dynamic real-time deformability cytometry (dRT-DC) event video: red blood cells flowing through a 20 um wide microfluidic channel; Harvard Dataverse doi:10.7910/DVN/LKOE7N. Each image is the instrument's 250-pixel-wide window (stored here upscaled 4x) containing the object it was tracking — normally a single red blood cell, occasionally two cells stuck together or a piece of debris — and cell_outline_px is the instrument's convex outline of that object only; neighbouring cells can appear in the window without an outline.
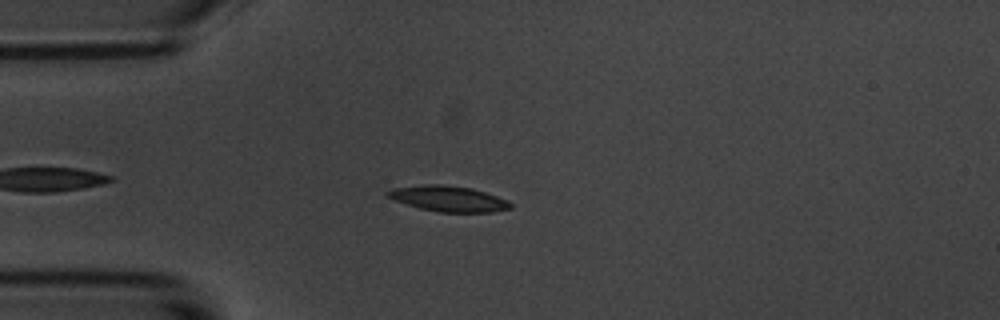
{"species": "common noctule bat (a hibernating species)", "species_latin": "Nyctalus noctula", "temperature_condition": "room temperature", "stored_images_in_passage": 33, "camera_frame_rate_fps": 3000, "um_per_image_px": 0.085, "animal": {"sex": "male", "body_mass_g": 20.1, "forearm_length_mm": 53.5}, "frame": {"image": 1, "passage_image": 7, "time_ms": 2.0, "image_size_px": [1000, 320], "cell_outline_px": [[512, 208], [492, 212], [440, 212], [420, 208], [396, 200], [388, 196], [384, 192], [392, 188], [424, 184], [440, 184], [472, 188], [508, 200], [512, 204]], "centroid_in_image_um": [38.13, 16.88], "position_along_channel_um": 46.9, "area_um2": 18.21}}
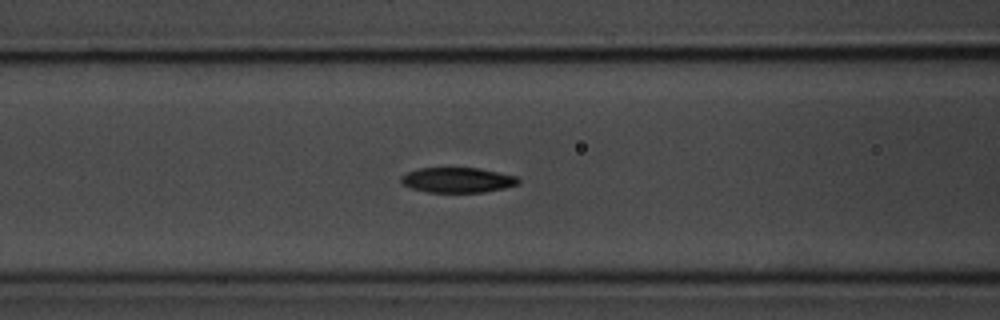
{"frame": {"image": 2, "passage_image": 15, "time_ms": 4.667, "image_size_px": [1000, 320], "cell_outline_px": [[520, 184], [504, 188], [484, 192], [428, 192], [412, 188], [404, 184], [400, 180], [400, 176], [408, 172], [420, 168], [480, 168], [516, 176], [520, 180]], "centroid_in_image_um": [38.91, 15.3], "position_along_channel_um": 127.7, "area_um2": 17.11}}
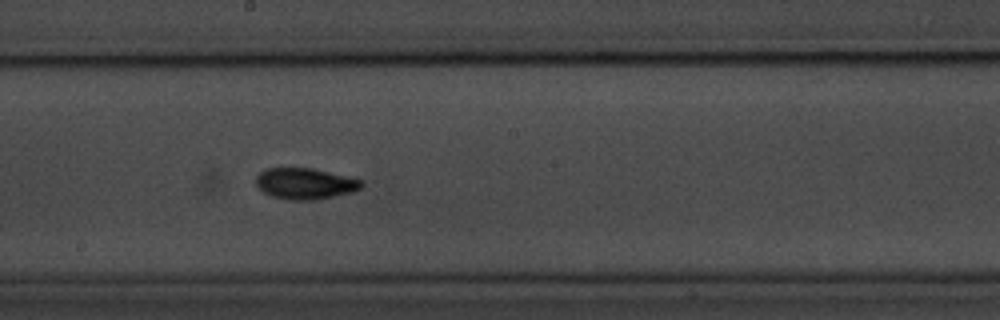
{"frame": {"image": 3, "passage_image": 23, "time_ms": 7.333, "image_size_px": [1000, 320], "cell_outline_px": [[364, 184], [360, 188], [352, 192], [316, 200], [288, 200], [272, 196], [264, 192], [256, 184], [256, 176], [264, 168], [312, 168], [364, 180]], "centroid_in_image_um": [25.94, 15.6], "position_along_channel_um": 222.3, "area_um2": 19.19}}